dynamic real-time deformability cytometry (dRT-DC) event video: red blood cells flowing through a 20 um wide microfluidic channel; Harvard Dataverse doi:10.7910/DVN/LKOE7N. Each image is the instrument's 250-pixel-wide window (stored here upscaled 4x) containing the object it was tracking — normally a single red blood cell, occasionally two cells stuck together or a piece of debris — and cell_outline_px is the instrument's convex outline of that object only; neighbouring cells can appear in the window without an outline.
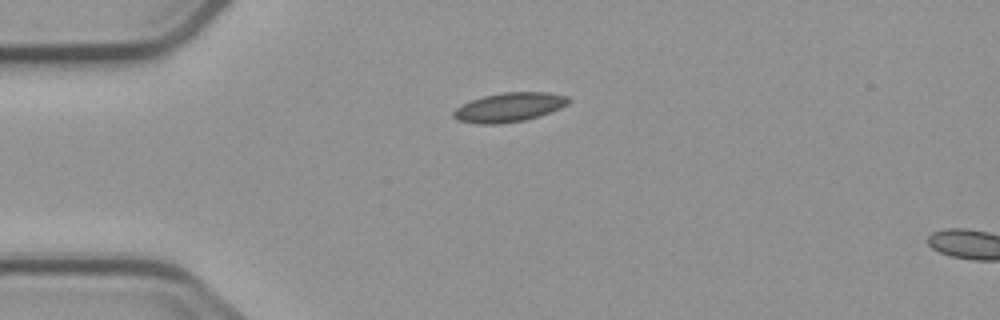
{"species": "common noctule bat (a hibernating species)", "species_latin": "Nyctalus noctula", "temperature_condition": "cold", "stored_images_in_passage": 2, "camera_frame_rate_fps": 3000, "um_per_image_px": 0.085, "animal": {"sex": "male", "body_mass_g": 23.1, "forearm_length_mm": 52.7}, "frame": {"image": 1, "passage_image": 1, "time_ms": 0.0, "image_size_px": [1000, 320], "cell_outline_px": [[572, 100], [568, 104], [560, 108], [540, 116], [524, 120], [500, 124], [476, 124], [456, 120], [452, 116], [452, 112], [460, 104], [484, 96], [500, 92], [548, 92], [568, 96]], "centroid_in_image_um": [43.27, 9.12], "position_along_channel_um": 41.7, "area_um2": 19.83}}